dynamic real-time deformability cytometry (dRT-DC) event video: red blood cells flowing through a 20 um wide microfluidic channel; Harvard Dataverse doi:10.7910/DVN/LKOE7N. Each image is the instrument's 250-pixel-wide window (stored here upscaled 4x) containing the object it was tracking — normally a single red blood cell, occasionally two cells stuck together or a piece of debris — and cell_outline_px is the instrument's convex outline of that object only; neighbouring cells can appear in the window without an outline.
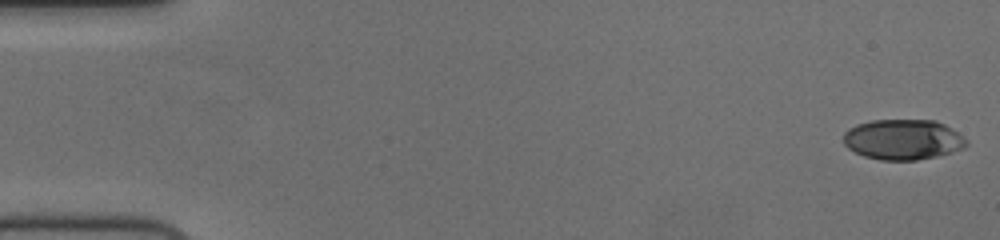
{"species": "human", "species_latin": "Homo sapiens", "temperature_condition": "cold", "stored_images_in_passage": 56, "camera_frame_rate_fps": 3000, "um_per_image_px": 0.085, "donor": {"sex": "female"}, "frame": {"image": 1, "passage_image": 1, "time_ms": 0.0, "image_size_px": [1000, 240], "cell_outline_px": [[968, 144], [964, 148], [936, 156], [916, 160], [880, 160], [864, 156], [848, 148], [844, 144], [844, 132], [848, 128], [856, 124], [872, 120], [936, 120], [952, 128], [968, 140]], "centroid_in_image_um": [76.75, 11.85], "position_along_channel_um": 8.2, "area_um2": 29.02}}
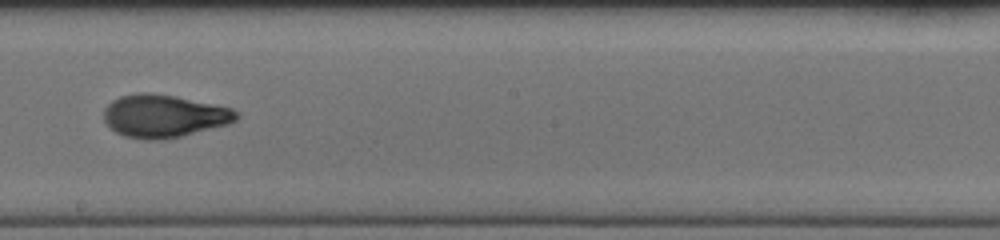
{"frame": {"image": 2, "passage_image": 32, "time_ms": 10.333, "image_size_px": [1000, 240], "cell_outline_px": [[240, 116], [236, 120], [228, 124], [164, 140], [144, 140], [124, 136], [116, 132], [104, 120], [104, 108], [112, 100], [120, 96], [136, 92], [148, 92], [176, 96], [232, 108], [240, 112]], "centroid_in_image_um": [13.93, 9.85], "position_along_channel_um": 234.3, "area_um2": 33.18}}
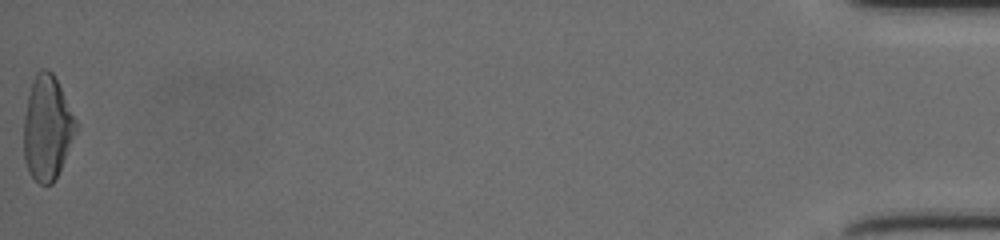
{"frame": {"image": 3, "passage_image": 56, "time_ms": 18.333, "image_size_px": [1000, 240], "cell_outline_px": [[76, 128], [60, 168], [52, 184], [40, 184], [28, 172], [24, 160], [24, 116], [28, 96], [32, 80], [36, 72], [40, 68], [48, 68], [52, 72], [76, 120]], "centroid_in_image_um": [3.96, 10.84], "position_along_channel_um": 431.2, "area_um2": 31.04}, "authors_computed_cell_mechanics": {"area_um2": 31.2698, "velocity_mm_per_s": 3.7416, "shape_relaxation_time_tau1_ms": 4.8153, "shape_relaxation_time_tau2_ms": 1.4957, "deformation_change_tau1": 0.2019, "deformation_change_tau2": 0.075}}